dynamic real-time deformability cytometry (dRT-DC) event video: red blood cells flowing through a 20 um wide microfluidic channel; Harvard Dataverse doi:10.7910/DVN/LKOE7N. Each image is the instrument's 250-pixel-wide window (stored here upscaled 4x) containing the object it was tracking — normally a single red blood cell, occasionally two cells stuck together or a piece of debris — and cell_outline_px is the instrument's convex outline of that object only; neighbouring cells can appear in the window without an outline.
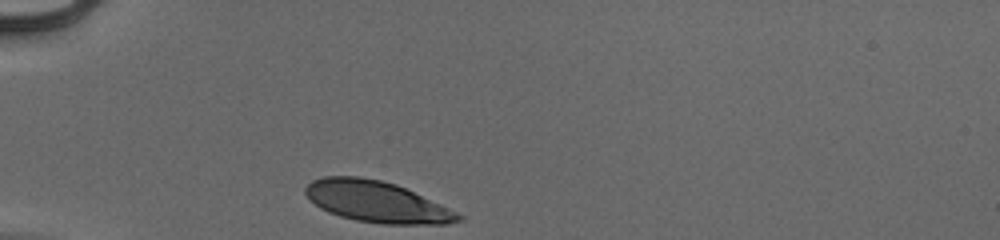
{"species": "human", "species_latin": "Homo sapiens", "temperature_condition": "cold", "stored_images_in_passage": 29, "camera_frame_rate_fps": 3000, "um_per_image_px": 0.085, "donor": {"sex": "male"}, "frame": {"image": 1, "passage_image": 1, "time_ms": 0.0, "image_size_px": [1000, 240], "cell_outline_px": [[464, 220], [448, 224], [380, 224], [356, 220], [340, 216], [328, 212], [320, 208], [304, 192], [304, 188], [312, 180], [324, 176], [360, 176], [380, 180], [396, 184], [440, 204], [464, 216]], "centroid_in_image_um": [32.02, 17.15], "position_along_channel_um": 53.0, "area_um2": 36.53}}
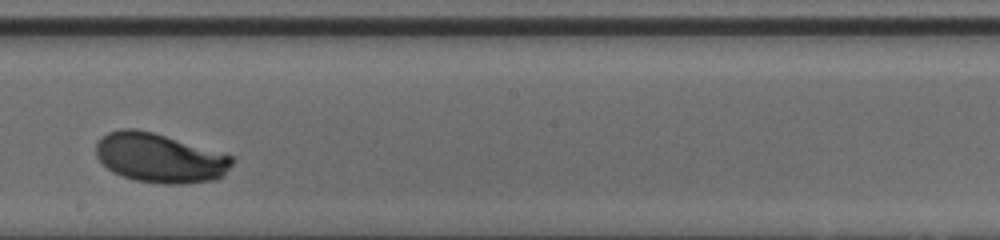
{"frame": {"image": 2, "passage_image": 17, "time_ms": 5.333, "image_size_px": [1000, 240], "cell_outline_px": [[236, 160], [224, 176], [216, 180], [184, 184], [164, 184], [136, 180], [112, 172], [96, 156], [96, 144], [100, 136], [108, 132], [120, 128], [136, 128], [152, 132], [232, 156]], "centroid_in_image_um": [13.58, 13.43], "position_along_channel_um": 234.6, "area_um2": 39.13}}
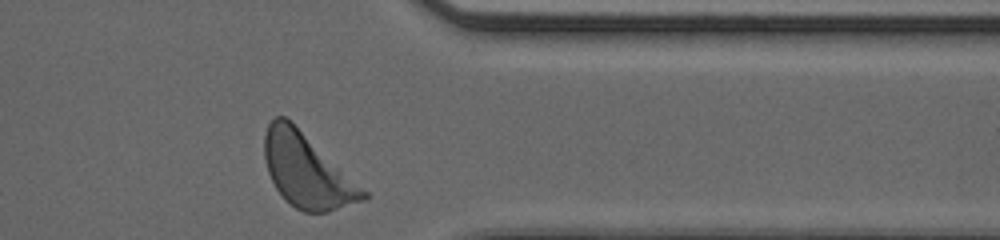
{"frame": {"image": 3, "passage_image": 29, "time_ms": 9.333, "image_size_px": [1000, 240], "cell_outline_px": [[368, 196], [364, 200], [328, 212], [304, 212], [296, 208], [276, 188], [268, 172], [264, 156], [264, 136], [268, 124], [276, 116], [284, 116], [368, 192]], "centroid_in_image_um": [26.07, 14.53], "position_along_channel_um": 385.3, "area_um2": 41.1}, "authors_computed_cell_mechanics": {"area_um2": 38.148, "velocity_mm_per_s": 3.8758, "shape_relaxation_time_tau1_ms": 2.4193, "shape_relaxation_time_tau2_ms": null, "deformation_change_tau1": 0.1386, "deformation_change_tau2": null}}